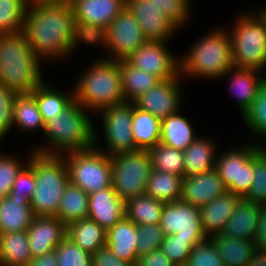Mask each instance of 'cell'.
<instances>
[{"label": "cell", "mask_w": 266, "mask_h": 266, "mask_svg": "<svg viewBox=\"0 0 266 266\" xmlns=\"http://www.w3.org/2000/svg\"><path fill=\"white\" fill-rule=\"evenodd\" d=\"M234 20L229 31L235 67L264 70L266 66V13L245 12Z\"/></svg>", "instance_id": "cell-7"}, {"label": "cell", "mask_w": 266, "mask_h": 266, "mask_svg": "<svg viewBox=\"0 0 266 266\" xmlns=\"http://www.w3.org/2000/svg\"><path fill=\"white\" fill-rule=\"evenodd\" d=\"M126 202L111 187L89 194V219L106 231L125 217Z\"/></svg>", "instance_id": "cell-20"}, {"label": "cell", "mask_w": 266, "mask_h": 266, "mask_svg": "<svg viewBox=\"0 0 266 266\" xmlns=\"http://www.w3.org/2000/svg\"><path fill=\"white\" fill-rule=\"evenodd\" d=\"M161 120L133 104L132 135L137 149L149 150L160 143Z\"/></svg>", "instance_id": "cell-32"}, {"label": "cell", "mask_w": 266, "mask_h": 266, "mask_svg": "<svg viewBox=\"0 0 266 266\" xmlns=\"http://www.w3.org/2000/svg\"><path fill=\"white\" fill-rule=\"evenodd\" d=\"M152 167L184 178V152L161 143L148 150Z\"/></svg>", "instance_id": "cell-38"}, {"label": "cell", "mask_w": 266, "mask_h": 266, "mask_svg": "<svg viewBox=\"0 0 266 266\" xmlns=\"http://www.w3.org/2000/svg\"><path fill=\"white\" fill-rule=\"evenodd\" d=\"M107 155L138 150L132 135L133 102H124L99 111Z\"/></svg>", "instance_id": "cell-13"}, {"label": "cell", "mask_w": 266, "mask_h": 266, "mask_svg": "<svg viewBox=\"0 0 266 266\" xmlns=\"http://www.w3.org/2000/svg\"><path fill=\"white\" fill-rule=\"evenodd\" d=\"M31 0H0V34L22 30Z\"/></svg>", "instance_id": "cell-39"}, {"label": "cell", "mask_w": 266, "mask_h": 266, "mask_svg": "<svg viewBox=\"0 0 266 266\" xmlns=\"http://www.w3.org/2000/svg\"><path fill=\"white\" fill-rule=\"evenodd\" d=\"M248 266H266V250L256 248Z\"/></svg>", "instance_id": "cell-54"}, {"label": "cell", "mask_w": 266, "mask_h": 266, "mask_svg": "<svg viewBox=\"0 0 266 266\" xmlns=\"http://www.w3.org/2000/svg\"><path fill=\"white\" fill-rule=\"evenodd\" d=\"M34 190V172L32 167L26 162V167L24 166L16 176L9 195H17L30 201Z\"/></svg>", "instance_id": "cell-49"}, {"label": "cell", "mask_w": 266, "mask_h": 266, "mask_svg": "<svg viewBox=\"0 0 266 266\" xmlns=\"http://www.w3.org/2000/svg\"><path fill=\"white\" fill-rule=\"evenodd\" d=\"M190 121L178 112L161 120L160 143L185 151L199 136Z\"/></svg>", "instance_id": "cell-27"}, {"label": "cell", "mask_w": 266, "mask_h": 266, "mask_svg": "<svg viewBox=\"0 0 266 266\" xmlns=\"http://www.w3.org/2000/svg\"><path fill=\"white\" fill-rule=\"evenodd\" d=\"M164 204L143 194L126 201L125 216L136 225L159 224Z\"/></svg>", "instance_id": "cell-36"}, {"label": "cell", "mask_w": 266, "mask_h": 266, "mask_svg": "<svg viewBox=\"0 0 266 266\" xmlns=\"http://www.w3.org/2000/svg\"><path fill=\"white\" fill-rule=\"evenodd\" d=\"M28 266H58L56 250L42 256L33 257Z\"/></svg>", "instance_id": "cell-53"}, {"label": "cell", "mask_w": 266, "mask_h": 266, "mask_svg": "<svg viewBox=\"0 0 266 266\" xmlns=\"http://www.w3.org/2000/svg\"><path fill=\"white\" fill-rule=\"evenodd\" d=\"M152 3L177 29L183 27L190 18V0H152Z\"/></svg>", "instance_id": "cell-46"}, {"label": "cell", "mask_w": 266, "mask_h": 266, "mask_svg": "<svg viewBox=\"0 0 266 266\" xmlns=\"http://www.w3.org/2000/svg\"><path fill=\"white\" fill-rule=\"evenodd\" d=\"M58 266H92V254L82 250L68 237L57 247Z\"/></svg>", "instance_id": "cell-44"}, {"label": "cell", "mask_w": 266, "mask_h": 266, "mask_svg": "<svg viewBox=\"0 0 266 266\" xmlns=\"http://www.w3.org/2000/svg\"><path fill=\"white\" fill-rule=\"evenodd\" d=\"M33 169L35 190L29 204L35 217H56L60 199L69 183L63 156L31 153L28 162Z\"/></svg>", "instance_id": "cell-6"}, {"label": "cell", "mask_w": 266, "mask_h": 266, "mask_svg": "<svg viewBox=\"0 0 266 266\" xmlns=\"http://www.w3.org/2000/svg\"><path fill=\"white\" fill-rule=\"evenodd\" d=\"M180 74L175 78L161 80L146 93L133 101L135 107L149 112L160 120L180 111L182 105V90Z\"/></svg>", "instance_id": "cell-15"}, {"label": "cell", "mask_w": 266, "mask_h": 266, "mask_svg": "<svg viewBox=\"0 0 266 266\" xmlns=\"http://www.w3.org/2000/svg\"><path fill=\"white\" fill-rule=\"evenodd\" d=\"M41 61L22 30L0 34V84L18 94H30L44 81Z\"/></svg>", "instance_id": "cell-2"}, {"label": "cell", "mask_w": 266, "mask_h": 266, "mask_svg": "<svg viewBox=\"0 0 266 266\" xmlns=\"http://www.w3.org/2000/svg\"><path fill=\"white\" fill-rule=\"evenodd\" d=\"M253 241L257 248L266 250V206H262L258 214Z\"/></svg>", "instance_id": "cell-52"}, {"label": "cell", "mask_w": 266, "mask_h": 266, "mask_svg": "<svg viewBox=\"0 0 266 266\" xmlns=\"http://www.w3.org/2000/svg\"><path fill=\"white\" fill-rule=\"evenodd\" d=\"M88 203L89 194L69 182L60 199L56 217L66 226L74 221L88 218Z\"/></svg>", "instance_id": "cell-33"}, {"label": "cell", "mask_w": 266, "mask_h": 266, "mask_svg": "<svg viewBox=\"0 0 266 266\" xmlns=\"http://www.w3.org/2000/svg\"><path fill=\"white\" fill-rule=\"evenodd\" d=\"M261 72L256 69L233 66L222 76H228V74L234 76L230 79L229 85L231 94H235L234 97H236L242 117L249 110L251 104L257 97L260 86L266 80V75L262 76Z\"/></svg>", "instance_id": "cell-22"}, {"label": "cell", "mask_w": 266, "mask_h": 266, "mask_svg": "<svg viewBox=\"0 0 266 266\" xmlns=\"http://www.w3.org/2000/svg\"><path fill=\"white\" fill-rule=\"evenodd\" d=\"M261 207V205H256L242 197L221 234L240 240L253 241Z\"/></svg>", "instance_id": "cell-25"}, {"label": "cell", "mask_w": 266, "mask_h": 266, "mask_svg": "<svg viewBox=\"0 0 266 266\" xmlns=\"http://www.w3.org/2000/svg\"><path fill=\"white\" fill-rule=\"evenodd\" d=\"M49 1H66V2H69L70 0H49Z\"/></svg>", "instance_id": "cell-55"}, {"label": "cell", "mask_w": 266, "mask_h": 266, "mask_svg": "<svg viewBox=\"0 0 266 266\" xmlns=\"http://www.w3.org/2000/svg\"><path fill=\"white\" fill-rule=\"evenodd\" d=\"M24 166L15 156L0 153V199L9 195L16 176Z\"/></svg>", "instance_id": "cell-47"}, {"label": "cell", "mask_w": 266, "mask_h": 266, "mask_svg": "<svg viewBox=\"0 0 266 266\" xmlns=\"http://www.w3.org/2000/svg\"><path fill=\"white\" fill-rule=\"evenodd\" d=\"M32 258L26 230L0 234V266H28Z\"/></svg>", "instance_id": "cell-28"}, {"label": "cell", "mask_w": 266, "mask_h": 266, "mask_svg": "<svg viewBox=\"0 0 266 266\" xmlns=\"http://www.w3.org/2000/svg\"><path fill=\"white\" fill-rule=\"evenodd\" d=\"M76 27L92 44L126 6V0H70Z\"/></svg>", "instance_id": "cell-12"}, {"label": "cell", "mask_w": 266, "mask_h": 266, "mask_svg": "<svg viewBox=\"0 0 266 266\" xmlns=\"http://www.w3.org/2000/svg\"><path fill=\"white\" fill-rule=\"evenodd\" d=\"M22 31L42 60L73 53L79 41L88 44L78 32L71 4L66 1L31 0Z\"/></svg>", "instance_id": "cell-1"}, {"label": "cell", "mask_w": 266, "mask_h": 266, "mask_svg": "<svg viewBox=\"0 0 266 266\" xmlns=\"http://www.w3.org/2000/svg\"><path fill=\"white\" fill-rule=\"evenodd\" d=\"M112 188L125 202L145 194L152 162L148 150L123 152L111 156Z\"/></svg>", "instance_id": "cell-9"}, {"label": "cell", "mask_w": 266, "mask_h": 266, "mask_svg": "<svg viewBox=\"0 0 266 266\" xmlns=\"http://www.w3.org/2000/svg\"><path fill=\"white\" fill-rule=\"evenodd\" d=\"M167 42L147 41L125 60L134 68L151 73L160 80L175 78L180 74V60L169 51Z\"/></svg>", "instance_id": "cell-14"}, {"label": "cell", "mask_w": 266, "mask_h": 266, "mask_svg": "<svg viewBox=\"0 0 266 266\" xmlns=\"http://www.w3.org/2000/svg\"><path fill=\"white\" fill-rule=\"evenodd\" d=\"M18 93L0 84V139L13 127L14 101Z\"/></svg>", "instance_id": "cell-48"}, {"label": "cell", "mask_w": 266, "mask_h": 266, "mask_svg": "<svg viewBox=\"0 0 266 266\" xmlns=\"http://www.w3.org/2000/svg\"><path fill=\"white\" fill-rule=\"evenodd\" d=\"M34 217L27 199L17 195L0 199V234L27 230Z\"/></svg>", "instance_id": "cell-24"}, {"label": "cell", "mask_w": 266, "mask_h": 266, "mask_svg": "<svg viewBox=\"0 0 266 266\" xmlns=\"http://www.w3.org/2000/svg\"><path fill=\"white\" fill-rule=\"evenodd\" d=\"M97 61V62H96ZM88 67L75 83L74 97L88 112L125 102L122 90L120 60L99 59ZM91 109V110H90Z\"/></svg>", "instance_id": "cell-4"}, {"label": "cell", "mask_w": 266, "mask_h": 266, "mask_svg": "<svg viewBox=\"0 0 266 266\" xmlns=\"http://www.w3.org/2000/svg\"><path fill=\"white\" fill-rule=\"evenodd\" d=\"M181 58L180 76L216 79L234 66L232 39L225 29H213Z\"/></svg>", "instance_id": "cell-5"}, {"label": "cell", "mask_w": 266, "mask_h": 266, "mask_svg": "<svg viewBox=\"0 0 266 266\" xmlns=\"http://www.w3.org/2000/svg\"><path fill=\"white\" fill-rule=\"evenodd\" d=\"M30 94L36 100L44 123L54 118L75 100L74 88L69 94H66L56 88L54 89L51 85H47L44 81Z\"/></svg>", "instance_id": "cell-31"}, {"label": "cell", "mask_w": 266, "mask_h": 266, "mask_svg": "<svg viewBox=\"0 0 266 266\" xmlns=\"http://www.w3.org/2000/svg\"><path fill=\"white\" fill-rule=\"evenodd\" d=\"M262 147L254 142L217 155L214 169L227 191L241 197L247 194L254 180V155Z\"/></svg>", "instance_id": "cell-10"}, {"label": "cell", "mask_w": 266, "mask_h": 266, "mask_svg": "<svg viewBox=\"0 0 266 266\" xmlns=\"http://www.w3.org/2000/svg\"><path fill=\"white\" fill-rule=\"evenodd\" d=\"M95 143V146L89 149L63 156L68 168L69 182L88 194L112 186L111 156L96 146L98 144L96 130Z\"/></svg>", "instance_id": "cell-8"}, {"label": "cell", "mask_w": 266, "mask_h": 266, "mask_svg": "<svg viewBox=\"0 0 266 266\" xmlns=\"http://www.w3.org/2000/svg\"><path fill=\"white\" fill-rule=\"evenodd\" d=\"M137 225L126 216L107 230L106 246L121 260L136 265Z\"/></svg>", "instance_id": "cell-23"}, {"label": "cell", "mask_w": 266, "mask_h": 266, "mask_svg": "<svg viewBox=\"0 0 266 266\" xmlns=\"http://www.w3.org/2000/svg\"><path fill=\"white\" fill-rule=\"evenodd\" d=\"M18 126L22 132L35 131L40 128L44 132L38 105L31 94H18L14 101L13 127Z\"/></svg>", "instance_id": "cell-37"}, {"label": "cell", "mask_w": 266, "mask_h": 266, "mask_svg": "<svg viewBox=\"0 0 266 266\" xmlns=\"http://www.w3.org/2000/svg\"><path fill=\"white\" fill-rule=\"evenodd\" d=\"M227 191L215 169L184 177L180 200L196 207L210 203Z\"/></svg>", "instance_id": "cell-19"}, {"label": "cell", "mask_w": 266, "mask_h": 266, "mask_svg": "<svg viewBox=\"0 0 266 266\" xmlns=\"http://www.w3.org/2000/svg\"><path fill=\"white\" fill-rule=\"evenodd\" d=\"M263 146L254 155V180L243 197L256 205L266 206V148Z\"/></svg>", "instance_id": "cell-42"}, {"label": "cell", "mask_w": 266, "mask_h": 266, "mask_svg": "<svg viewBox=\"0 0 266 266\" xmlns=\"http://www.w3.org/2000/svg\"><path fill=\"white\" fill-rule=\"evenodd\" d=\"M184 266H226L215 243L207 240L193 246Z\"/></svg>", "instance_id": "cell-45"}, {"label": "cell", "mask_w": 266, "mask_h": 266, "mask_svg": "<svg viewBox=\"0 0 266 266\" xmlns=\"http://www.w3.org/2000/svg\"><path fill=\"white\" fill-rule=\"evenodd\" d=\"M208 238H183L167 235L161 244L162 252L176 265H185L193 246Z\"/></svg>", "instance_id": "cell-41"}, {"label": "cell", "mask_w": 266, "mask_h": 266, "mask_svg": "<svg viewBox=\"0 0 266 266\" xmlns=\"http://www.w3.org/2000/svg\"><path fill=\"white\" fill-rule=\"evenodd\" d=\"M182 176L158 171L152 168L145 194L163 203L180 200Z\"/></svg>", "instance_id": "cell-35"}, {"label": "cell", "mask_w": 266, "mask_h": 266, "mask_svg": "<svg viewBox=\"0 0 266 266\" xmlns=\"http://www.w3.org/2000/svg\"><path fill=\"white\" fill-rule=\"evenodd\" d=\"M217 147L212 140L199 136L184 151V177L213 170L218 155Z\"/></svg>", "instance_id": "cell-26"}, {"label": "cell", "mask_w": 266, "mask_h": 266, "mask_svg": "<svg viewBox=\"0 0 266 266\" xmlns=\"http://www.w3.org/2000/svg\"><path fill=\"white\" fill-rule=\"evenodd\" d=\"M92 262V266H134L119 259L108 246H104L92 254Z\"/></svg>", "instance_id": "cell-50"}, {"label": "cell", "mask_w": 266, "mask_h": 266, "mask_svg": "<svg viewBox=\"0 0 266 266\" xmlns=\"http://www.w3.org/2000/svg\"><path fill=\"white\" fill-rule=\"evenodd\" d=\"M164 237V231L159 224L137 225L136 252L138 258L160 249Z\"/></svg>", "instance_id": "cell-43"}, {"label": "cell", "mask_w": 266, "mask_h": 266, "mask_svg": "<svg viewBox=\"0 0 266 266\" xmlns=\"http://www.w3.org/2000/svg\"><path fill=\"white\" fill-rule=\"evenodd\" d=\"M159 225L165 236L208 238L202 228L199 207L181 200L164 204Z\"/></svg>", "instance_id": "cell-16"}, {"label": "cell", "mask_w": 266, "mask_h": 266, "mask_svg": "<svg viewBox=\"0 0 266 266\" xmlns=\"http://www.w3.org/2000/svg\"><path fill=\"white\" fill-rule=\"evenodd\" d=\"M210 239L215 243L226 266H248L257 248L254 241L240 240L222 234H215Z\"/></svg>", "instance_id": "cell-30"}, {"label": "cell", "mask_w": 266, "mask_h": 266, "mask_svg": "<svg viewBox=\"0 0 266 266\" xmlns=\"http://www.w3.org/2000/svg\"><path fill=\"white\" fill-rule=\"evenodd\" d=\"M92 123L94 122L88 116V110L74 100L66 109L45 123L44 133L48 145L40 146L31 152L62 156L65 153L89 149L95 146V127Z\"/></svg>", "instance_id": "cell-3"}, {"label": "cell", "mask_w": 266, "mask_h": 266, "mask_svg": "<svg viewBox=\"0 0 266 266\" xmlns=\"http://www.w3.org/2000/svg\"><path fill=\"white\" fill-rule=\"evenodd\" d=\"M120 73L125 102H133L161 81L151 73L134 68L126 60H120Z\"/></svg>", "instance_id": "cell-34"}, {"label": "cell", "mask_w": 266, "mask_h": 266, "mask_svg": "<svg viewBox=\"0 0 266 266\" xmlns=\"http://www.w3.org/2000/svg\"><path fill=\"white\" fill-rule=\"evenodd\" d=\"M243 120L251 133L266 140V80L260 86L249 110L243 115Z\"/></svg>", "instance_id": "cell-40"}, {"label": "cell", "mask_w": 266, "mask_h": 266, "mask_svg": "<svg viewBox=\"0 0 266 266\" xmlns=\"http://www.w3.org/2000/svg\"><path fill=\"white\" fill-rule=\"evenodd\" d=\"M107 231L94 220L84 218L67 225V236L82 250L94 254L106 246Z\"/></svg>", "instance_id": "cell-29"}, {"label": "cell", "mask_w": 266, "mask_h": 266, "mask_svg": "<svg viewBox=\"0 0 266 266\" xmlns=\"http://www.w3.org/2000/svg\"><path fill=\"white\" fill-rule=\"evenodd\" d=\"M146 42L139 23L125 6L92 44L99 43L108 50L111 55L104 59L119 61L127 59Z\"/></svg>", "instance_id": "cell-11"}, {"label": "cell", "mask_w": 266, "mask_h": 266, "mask_svg": "<svg viewBox=\"0 0 266 266\" xmlns=\"http://www.w3.org/2000/svg\"><path fill=\"white\" fill-rule=\"evenodd\" d=\"M126 7L139 23L147 41H168L177 31V28L152 3V0H126Z\"/></svg>", "instance_id": "cell-17"}, {"label": "cell", "mask_w": 266, "mask_h": 266, "mask_svg": "<svg viewBox=\"0 0 266 266\" xmlns=\"http://www.w3.org/2000/svg\"><path fill=\"white\" fill-rule=\"evenodd\" d=\"M241 198L240 195L226 191L210 203L199 207L202 228L208 238L222 233Z\"/></svg>", "instance_id": "cell-21"}, {"label": "cell", "mask_w": 266, "mask_h": 266, "mask_svg": "<svg viewBox=\"0 0 266 266\" xmlns=\"http://www.w3.org/2000/svg\"><path fill=\"white\" fill-rule=\"evenodd\" d=\"M26 231L32 257L54 251L67 236V226L57 217H34Z\"/></svg>", "instance_id": "cell-18"}, {"label": "cell", "mask_w": 266, "mask_h": 266, "mask_svg": "<svg viewBox=\"0 0 266 266\" xmlns=\"http://www.w3.org/2000/svg\"><path fill=\"white\" fill-rule=\"evenodd\" d=\"M135 266H176L161 249L137 259Z\"/></svg>", "instance_id": "cell-51"}]
</instances>
